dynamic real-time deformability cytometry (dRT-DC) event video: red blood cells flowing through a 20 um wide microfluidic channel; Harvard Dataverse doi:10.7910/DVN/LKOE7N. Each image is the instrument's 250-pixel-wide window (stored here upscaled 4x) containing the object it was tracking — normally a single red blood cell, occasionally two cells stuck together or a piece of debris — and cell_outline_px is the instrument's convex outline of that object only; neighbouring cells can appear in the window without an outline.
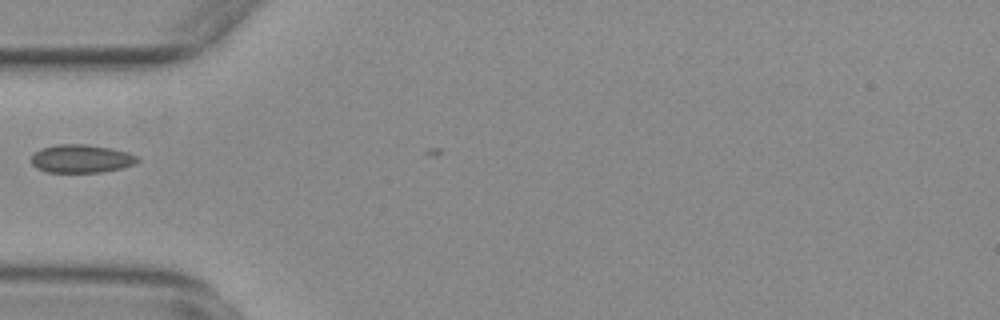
{"species": "common noctule bat (a hibernating species)", "species_latin": "Nyctalus noctula", "temperature_condition": "warm", "stored_images_in_passage": 3, "camera_frame_rate_fps": 3000, "um_per_image_px": 0.085, "animal": {"sex": "female", "body_mass_g": 29.2, "forearm_length_mm": 56.3}, "frame": {"image": 1, "passage_image": 1, "time_ms": 0.0, "image_size_px": [1000, 320], "cell_outline_px": [[140, 160], [136, 164], [120, 168], [100, 172], [48, 172], [36, 168], [32, 164], [32, 156], [40, 148], [56, 144], [84, 144], [112, 148], [128, 152], [136, 156]], "centroid_in_image_um": [6.91, 13.48], "position_along_channel_um": 78.1, "area_um2": 17.46}}